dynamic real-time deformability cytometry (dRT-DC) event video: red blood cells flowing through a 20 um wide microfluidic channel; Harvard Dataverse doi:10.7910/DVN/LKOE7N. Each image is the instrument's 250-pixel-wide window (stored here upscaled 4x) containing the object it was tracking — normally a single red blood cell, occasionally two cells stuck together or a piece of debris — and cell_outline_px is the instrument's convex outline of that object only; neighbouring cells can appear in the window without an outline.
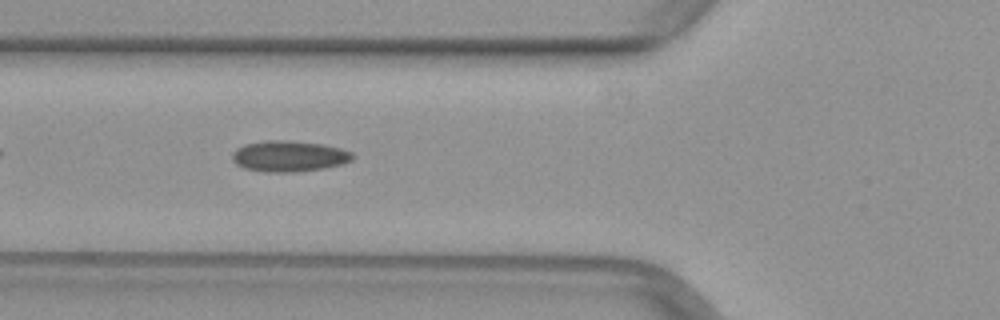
{"species": "common noctule bat (a hibernating species)", "species_latin": "Nyctalus noctula", "temperature_condition": "warm", "stored_images_in_passage": 38, "camera_frame_rate_fps": 3000, "um_per_image_px": 0.085, "animal": {"sex": "female", "body_mass_g": 29.2, "forearm_length_mm": 56.3}, "frame": {"image": 1, "passage_image": 6, "time_ms": 1.667, "image_size_px": [1000, 320], "cell_outline_px": [[356, 156], [352, 160], [344, 164], [324, 168], [296, 172], [264, 172], [244, 168], [236, 164], [232, 160], [232, 152], [236, 148], [244, 144], [264, 140], [288, 140], [324, 144], [340, 148], [352, 152]], "centroid_in_image_um": [24.57, 13.27], "position_along_channel_um": 101.2, "area_um2": 22.08}}
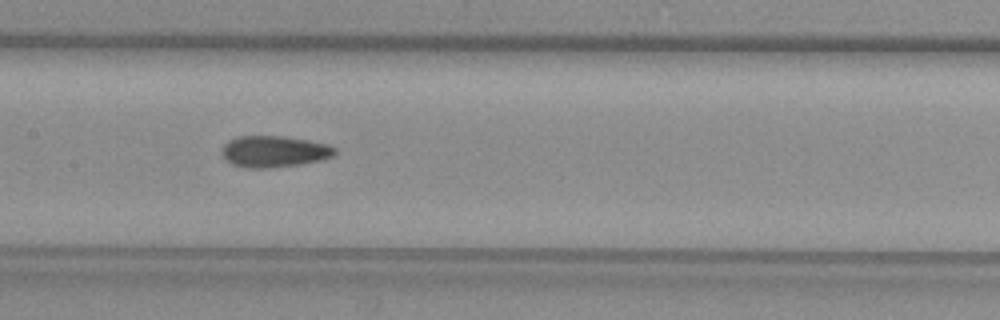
{"frame": {"image": 2, "passage_image": 12, "time_ms": 3.667, "image_size_px": [1000, 320], "cell_outline_px": [[336, 152], [332, 156], [324, 160], [300, 164], [272, 168], [248, 168], [232, 164], [220, 152], [224, 144], [228, 140], [236, 136], [280, 136], [328, 144], [336, 148]], "centroid_in_image_um": [23.29, 12.88], "position_along_channel_um": 184.1, "area_um2": 20.69}}
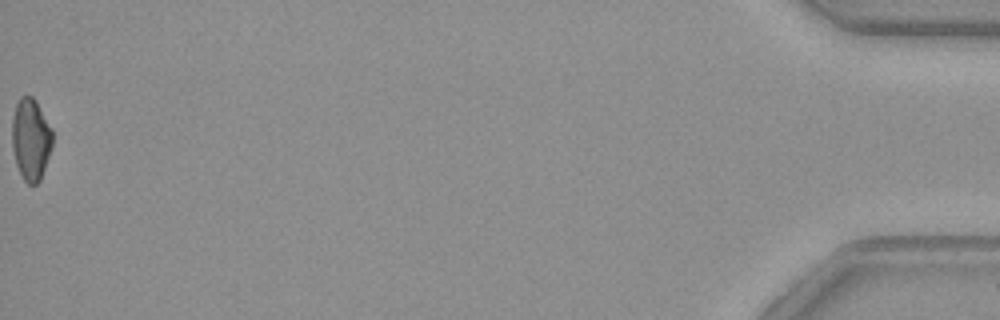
{"frame": {"image": 3, "passage_image": 38, "time_ms": 12.333, "image_size_px": [1000, 320], "cell_outline_px": [[52, 144], [40, 180], [36, 184], [28, 184], [24, 180], [16, 164], [12, 148], [12, 116], [16, 104], [20, 96], [32, 96], [36, 100], [52, 128]], "centroid_in_image_um": [2.6, 11.8], "position_along_channel_um": 432.6, "area_um2": 19.25}}